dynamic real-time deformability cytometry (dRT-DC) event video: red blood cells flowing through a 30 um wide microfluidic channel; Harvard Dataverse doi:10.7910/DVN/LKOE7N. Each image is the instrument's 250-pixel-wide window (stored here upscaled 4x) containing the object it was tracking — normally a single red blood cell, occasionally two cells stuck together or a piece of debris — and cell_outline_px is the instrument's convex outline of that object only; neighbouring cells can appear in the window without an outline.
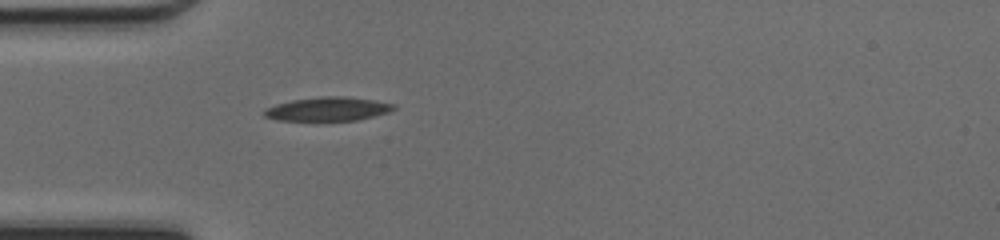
{"species": "common noctule bat (a hibernating species)", "species_latin": "Nyctalus noctula", "temperature_condition": "cold", "stored_images_in_passage": 35, "camera_frame_rate_fps": 3000, "um_per_image_px": 0.085, "animal": {"sex": "female", "body_mass_g": 17.0, "forearm_length_mm": 48.0}, "frame": {"image": 1, "passage_image": 1, "time_ms": 0.0, "image_size_px": [1000, 240], "cell_outline_px": [[396, 108], [388, 112], [356, 120], [276, 120], [264, 116], [264, 108], [276, 104], [292, 100], [320, 96], [344, 96], [376, 100], [396, 104]], "centroid_in_image_um": [27.87, 9.25], "position_along_channel_um": 57.1, "area_um2": 17.92}}
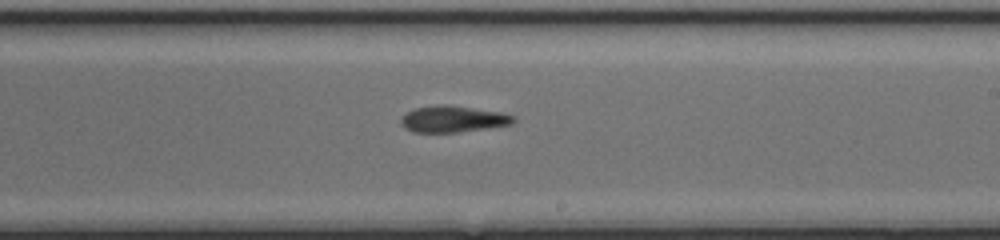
{"frame": {"image": 2, "passage_image": 15, "time_ms": 4.667, "image_size_px": [1000, 240], "cell_outline_px": [[516, 120], [512, 124], [456, 132], [412, 132], [404, 128], [400, 124], [400, 120], [408, 112], [416, 108], [440, 104], [448, 104], [500, 112], [516, 116]], "centroid_in_image_um": [38.5, 10.11], "position_along_channel_um": 250.5, "area_um2": 17.22}}
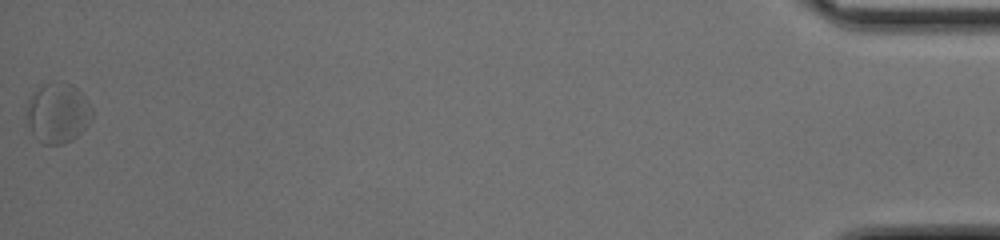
{"frame": {"image": 3, "passage_image": 35, "time_ms": 11.333, "image_size_px": [1000, 240], "cell_outline_px": [[92, 116], [84, 128], [76, 136], [60, 144], [44, 144], [36, 140], [28, 124], [28, 100], [44, 84], [72, 84], [84, 96], [92, 108]], "centroid_in_image_um": [4.91, 9.63], "position_along_channel_um": 430.3, "area_um2": 22.02}, "authors_computed_cell_mechanics": {"area_um2": 18.3804, "velocity_mm_per_s": 4.2292, "shape_relaxation_time_tau1_ms": 2.3291, "shape_relaxation_time_tau2_ms": null, "deformation_change_tau1": 0.0923, "deformation_change_tau2": null}}